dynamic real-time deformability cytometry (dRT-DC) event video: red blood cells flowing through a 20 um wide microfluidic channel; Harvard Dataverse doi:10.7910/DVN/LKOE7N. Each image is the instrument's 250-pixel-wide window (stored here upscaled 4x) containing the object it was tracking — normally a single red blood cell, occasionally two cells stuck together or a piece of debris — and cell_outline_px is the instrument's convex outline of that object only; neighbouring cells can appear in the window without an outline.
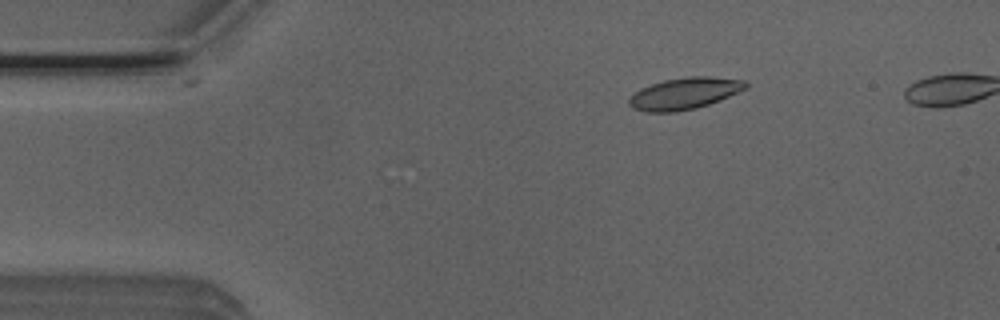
{"species": "Egyptian fruit bat (a non-hibernating species)", "species_latin": "Rousettus aegyptiacus", "temperature_condition": "room temperature", "stored_images_in_passage": 48, "camera_frame_rate_fps": 3000, "um_per_image_px": 0.085, "animal": {"sex": "male"}, "frame": {"image": 1, "passage_image": 9, "time_ms": 2.667, "image_size_px": [1000, 320], "cell_outline_px": [[748, 88], [720, 100], [696, 108], [676, 112], [644, 112], [632, 108], [628, 104], [628, 100], [640, 88], [664, 80], [688, 76], [708, 76], [744, 80], [748, 84]], "centroid_in_image_um": [58.19, 7.95], "position_along_channel_um": 26.8, "area_um2": 21.56}}
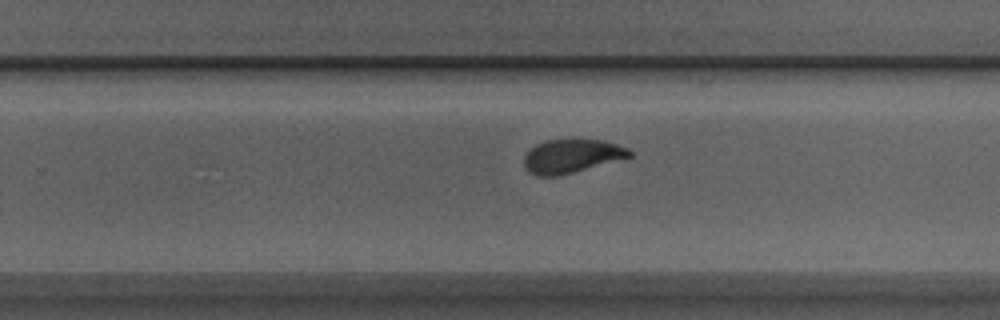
{"frame": {"image": 2, "passage_image": 33, "time_ms": 10.667, "image_size_px": [1000, 320], "cell_outline_px": [[632, 156], [560, 176], [536, 176], [528, 172], [524, 168], [524, 156], [536, 144], [544, 140], [604, 140], [628, 148], [632, 152]], "centroid_in_image_um": [48.56, 13.28], "position_along_channel_um": 281.2, "area_um2": 20.63}}
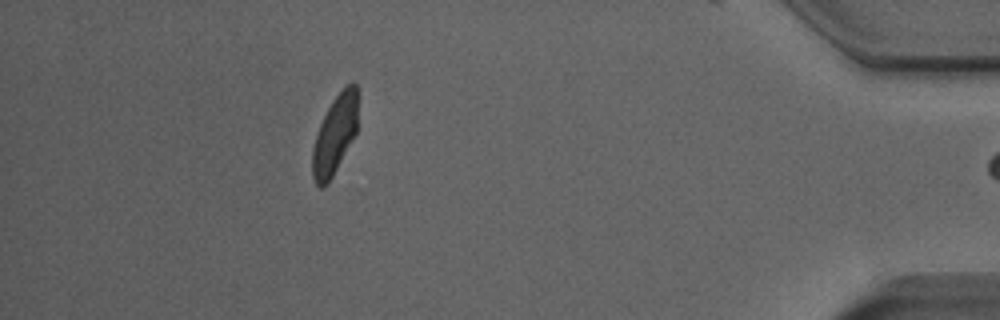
{"frame": {"image": 3, "passage_image": 47, "time_ms": 15.333, "image_size_px": [1000, 320], "cell_outline_px": [[356, 132], [328, 184], [320, 188], [316, 184], [312, 176], [312, 148], [320, 124], [332, 100], [352, 80], [356, 84]], "centroid_in_image_um": [28.43, 11.49], "position_along_channel_um": 406.8, "area_um2": 20.35}, "authors_computed_cell_mechanics": {"area_um2": 21.2126, "velocity_mm_per_s": 3.9199, "shape_relaxation_time_tau1_ms": 3.2101, "shape_relaxation_time_tau2_ms": 0.7021, "deformation_change_tau1": 0.1503, "deformation_change_tau2": 0.0717}}